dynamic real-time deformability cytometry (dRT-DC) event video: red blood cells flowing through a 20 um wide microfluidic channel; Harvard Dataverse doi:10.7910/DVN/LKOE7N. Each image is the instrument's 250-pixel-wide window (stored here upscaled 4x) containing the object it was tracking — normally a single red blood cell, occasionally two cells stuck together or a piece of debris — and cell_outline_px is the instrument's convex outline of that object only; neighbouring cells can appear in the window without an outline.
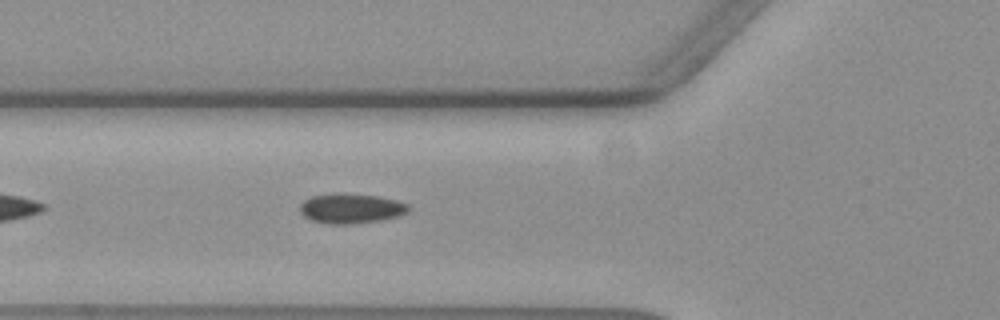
{"species": "common noctule bat (a hibernating species)", "species_latin": "Nyctalus noctula", "temperature_condition": "warm", "stored_images_in_passage": 41, "camera_frame_rate_fps": 3000, "um_per_image_px": 0.085, "animal": {"sex": "female", "body_mass_g": 19.3, "forearm_length_mm": 54.1}, "frame": {"image": 1, "passage_image": 7, "time_ms": 2.0, "image_size_px": [1000, 320], "cell_outline_px": [[412, 208], [408, 212], [400, 216], [380, 220], [352, 224], [328, 224], [312, 220], [304, 216], [300, 212], [300, 204], [304, 200], [312, 196], [376, 196], [396, 200], [408, 204]], "centroid_in_image_um": [29.89, 17.77], "position_along_channel_um": 95.9, "area_um2": 18.15}}